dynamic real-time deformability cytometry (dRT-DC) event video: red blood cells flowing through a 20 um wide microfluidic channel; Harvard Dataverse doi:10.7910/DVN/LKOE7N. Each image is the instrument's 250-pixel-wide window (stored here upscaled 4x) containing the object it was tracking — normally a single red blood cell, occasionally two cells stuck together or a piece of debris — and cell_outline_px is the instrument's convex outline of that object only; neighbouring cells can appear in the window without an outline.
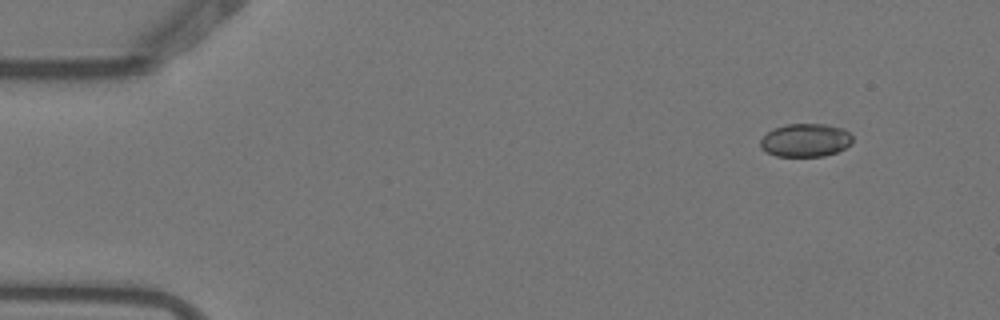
{"species": "Egyptian fruit bat (a non-hibernating species)", "species_latin": "Rousettus aegyptiacus", "temperature_condition": "warm", "stored_images_in_passage": 5, "camera_frame_rate_fps": 3000, "um_per_image_px": 0.085, "animal": {"sex": "female"}, "frame": {"image": 1, "passage_image": 1, "time_ms": 0.0, "image_size_px": [1000, 320], "cell_outline_px": [[852, 140], [844, 148], [836, 152], [824, 156], [776, 156], [760, 148], [760, 140], [768, 132], [784, 124], [824, 124], [844, 128], [852, 136]], "centroid_in_image_um": [68.46, 11.91], "position_along_channel_um": 16.5, "area_um2": 17.69}}